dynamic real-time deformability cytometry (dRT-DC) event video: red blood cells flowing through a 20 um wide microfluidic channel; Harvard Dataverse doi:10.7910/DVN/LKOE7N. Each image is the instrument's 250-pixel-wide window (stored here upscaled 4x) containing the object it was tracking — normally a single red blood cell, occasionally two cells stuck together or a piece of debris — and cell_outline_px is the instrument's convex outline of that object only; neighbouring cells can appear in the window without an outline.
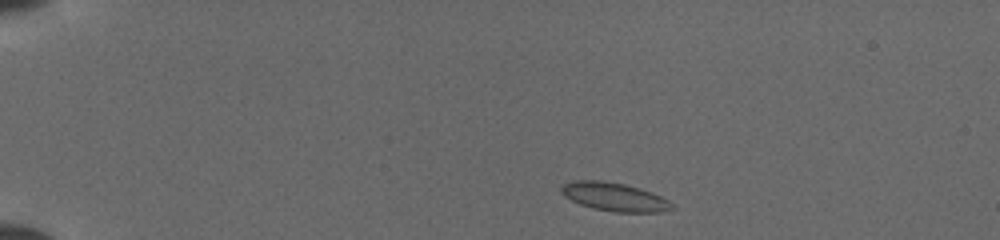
{"species": "common noctule bat (a hibernating species)", "species_latin": "Nyctalus noctula", "temperature_condition": "cold", "stored_images_in_passage": 14, "camera_frame_rate_fps": 3000, "um_per_image_px": 0.085, "animal": {"sex": "female", "body_mass_g": 19.5, "forearm_length_mm": 54.1}, "frame": {"image": 1, "passage_image": 1, "time_ms": 0.0, "image_size_px": [1000, 240], "cell_outline_px": [[676, 208], [660, 212], [612, 212], [592, 208], [580, 204], [564, 196], [560, 192], [560, 188], [564, 184], [572, 180], [600, 180], [624, 184], [652, 192], [668, 200]], "centroid_in_image_um": [52.21, 16.74], "position_along_channel_um": 32.8, "area_um2": 18.38}}
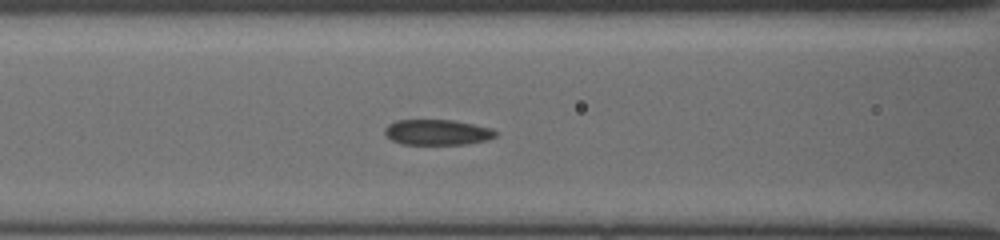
{"frame": {"image": 2, "passage_image": 10, "time_ms": 4.333, "image_size_px": [1000, 240], "cell_outline_px": [[496, 136], [488, 140], [468, 144], [400, 144], [384, 136], [384, 128], [388, 124], [396, 120], [456, 120], [492, 128], [496, 132]], "centroid_in_image_um": [37.15, 11.24], "position_along_channel_um": 129.4, "area_um2": 16.7}}
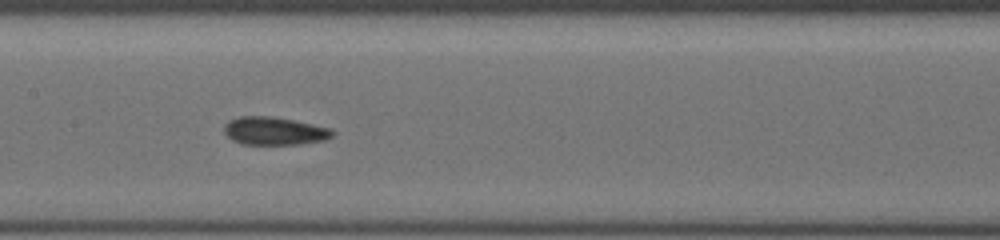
{"frame": {"image": 3, "passage_image": 13, "time_ms": 5.667, "image_size_px": [1000, 240], "cell_outline_px": [[336, 132], [332, 136], [324, 140], [300, 144], [240, 144], [232, 140], [224, 132], [224, 124], [228, 120], [240, 116], [272, 116], [296, 120], [332, 128]], "centroid_in_image_um": [23.33, 11.12], "position_along_channel_um": 184.1, "area_um2": 17.92}}